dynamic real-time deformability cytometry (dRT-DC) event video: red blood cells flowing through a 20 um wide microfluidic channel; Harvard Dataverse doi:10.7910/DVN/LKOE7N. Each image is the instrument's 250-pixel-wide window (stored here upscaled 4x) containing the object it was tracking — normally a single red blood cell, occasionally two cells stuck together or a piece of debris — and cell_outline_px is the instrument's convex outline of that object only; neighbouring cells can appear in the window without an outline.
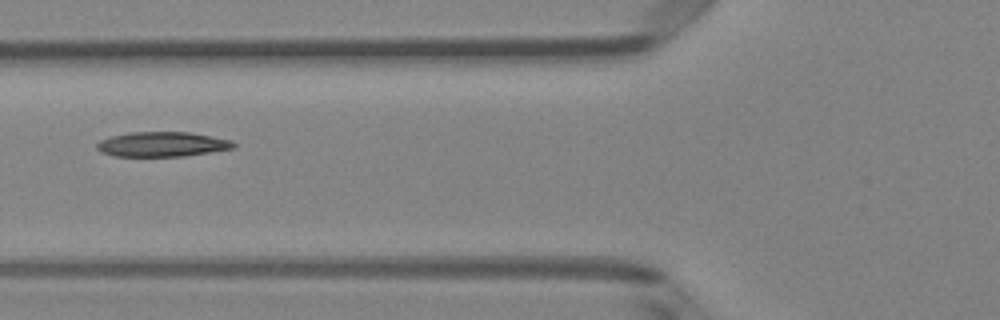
{"species": "Egyptian fruit bat (a non-hibernating species)", "species_latin": "Rousettus aegyptiacus", "temperature_condition": "room temperature", "stored_images_in_passage": 9, "camera_frame_rate_fps": 3000, "um_per_image_px": 0.085, "animal": {"sex": "female"}, "frame": {"image": 1, "passage_image": 7, "time_ms": 2.0, "image_size_px": [1000, 320], "cell_outline_px": [[236, 148], [184, 156], [116, 156], [100, 152], [96, 148], [96, 144], [100, 140], [112, 136], [128, 132], [188, 132], [232, 140], [236, 144]], "centroid_in_image_um": [13.78, 12.26], "position_along_channel_um": 112.0, "area_um2": 19.77}}
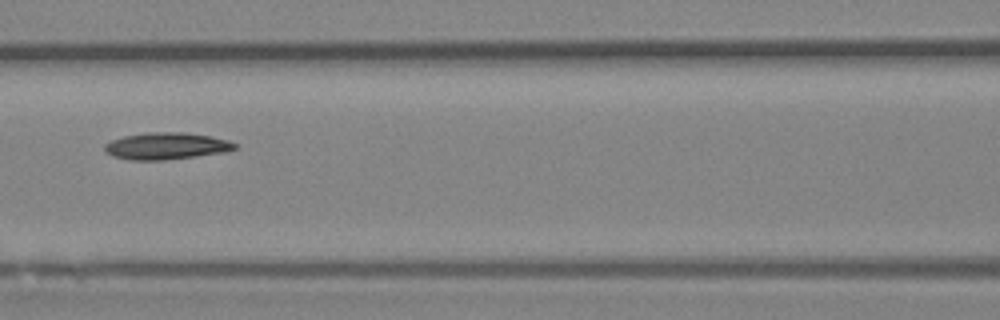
{"frame": {"image": 2, "passage_image": 8, "time_ms": 2.333, "image_size_px": [1000, 320], "cell_outline_px": [[236, 148], [224, 152], [196, 156], [164, 160], [132, 160], [112, 156], [104, 152], [104, 144], [112, 140], [124, 136], [148, 132], [184, 132], [212, 136], [228, 140], [236, 144]], "centroid_in_image_um": [14.11, 12.41], "position_along_channel_um": 152.5, "area_um2": 20.4}}
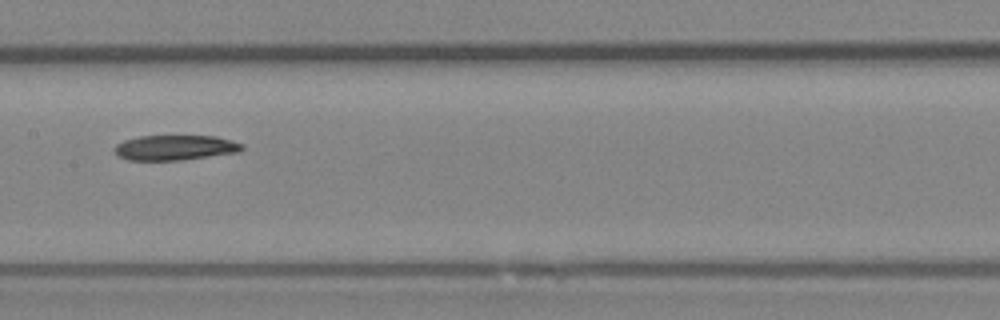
{"frame": {"image": 3, "passage_image": 9, "time_ms": 2.667, "image_size_px": [1000, 320], "cell_outline_px": [[244, 148], [240, 152], [180, 160], [128, 160], [120, 156], [112, 148], [116, 144], [124, 140], [140, 136], [216, 136], [232, 140], [244, 144]], "centroid_in_image_um": [14.91, 12.54], "position_along_channel_um": 192.5, "area_um2": 18.67}}